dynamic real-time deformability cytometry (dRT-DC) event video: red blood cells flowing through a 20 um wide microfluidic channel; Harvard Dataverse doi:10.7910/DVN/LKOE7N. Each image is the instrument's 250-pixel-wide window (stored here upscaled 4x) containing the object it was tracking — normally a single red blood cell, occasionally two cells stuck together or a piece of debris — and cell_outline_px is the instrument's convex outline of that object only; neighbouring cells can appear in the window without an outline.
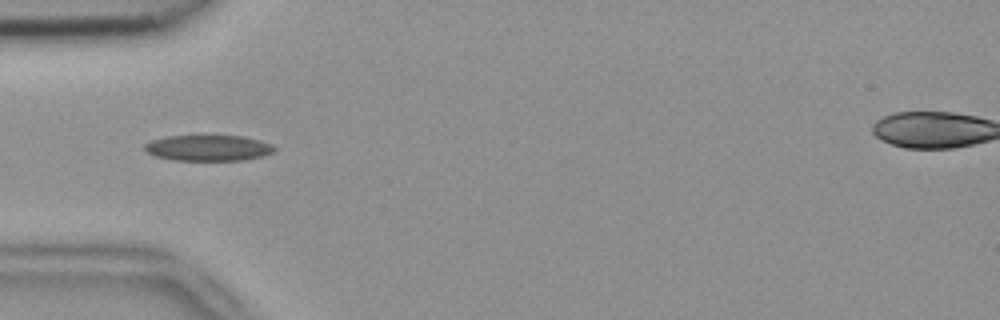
{"species": "common noctule bat (a hibernating species)", "species_latin": "Nyctalus noctula", "temperature_condition": "room temperature", "stored_images_in_passage": 37, "camera_frame_rate_fps": 3000, "um_per_image_px": 0.085, "animal": {"sex": "female", "body_mass_g": 18.4}, "frame": {"image": 1, "passage_image": 1, "time_ms": 0.0, "image_size_px": [1000, 320], "cell_outline_px": [[276, 148], [272, 152], [264, 156], [244, 160], [172, 160], [156, 156], [144, 152], [144, 144], [152, 140], [168, 136], [244, 136], [260, 140], [272, 144]], "centroid_in_image_um": [17.7, 12.58], "position_along_channel_um": 67.3, "area_um2": 19.59}}
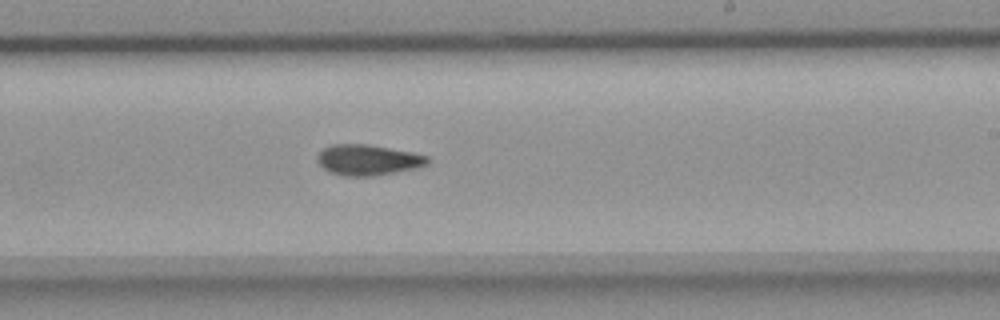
{"frame": {"image": 2, "passage_image": 16, "time_ms": 5.0, "image_size_px": [1000, 320], "cell_outline_px": [[432, 160], [428, 164], [416, 168], [372, 176], [344, 176], [328, 172], [316, 160], [320, 152], [324, 148], [332, 144], [368, 144], [412, 152], [428, 156]], "centroid_in_image_um": [31.29, 13.59], "position_along_channel_um": 257.7, "area_um2": 19.71}}
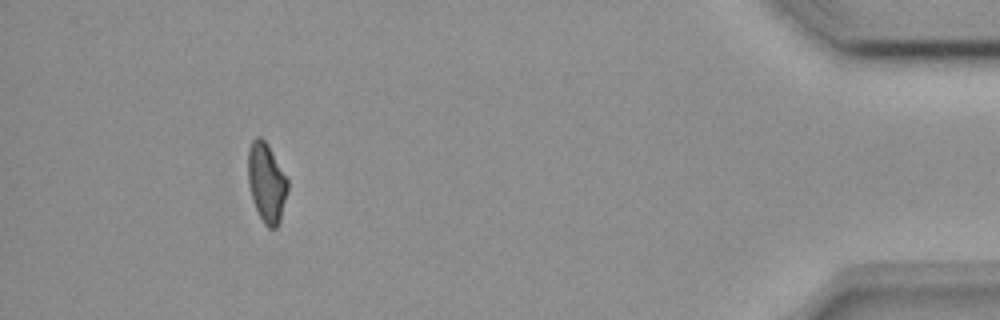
{"frame": {"image": 3, "passage_image": 33, "time_ms": 10.667, "image_size_px": [1000, 320], "cell_outline_px": [[288, 192], [280, 220], [276, 228], [268, 228], [264, 224], [256, 208], [248, 184], [248, 148], [252, 140], [256, 136], [260, 136], [268, 144], [288, 180]], "centroid_in_image_um": [22.66, 15.5], "position_along_channel_um": 412.5, "area_um2": 18.32}, "authors_computed_cell_mechanics": {"area_um2": 19.074, "velocity_mm_per_s": 3.8186, "shape_relaxation_time_tau1_ms": 8.5454, "shape_relaxation_time_tau2_ms": 4.9205, "deformation_change_tau1": 0.1942, "deformation_change_tau2": 0.1298}}